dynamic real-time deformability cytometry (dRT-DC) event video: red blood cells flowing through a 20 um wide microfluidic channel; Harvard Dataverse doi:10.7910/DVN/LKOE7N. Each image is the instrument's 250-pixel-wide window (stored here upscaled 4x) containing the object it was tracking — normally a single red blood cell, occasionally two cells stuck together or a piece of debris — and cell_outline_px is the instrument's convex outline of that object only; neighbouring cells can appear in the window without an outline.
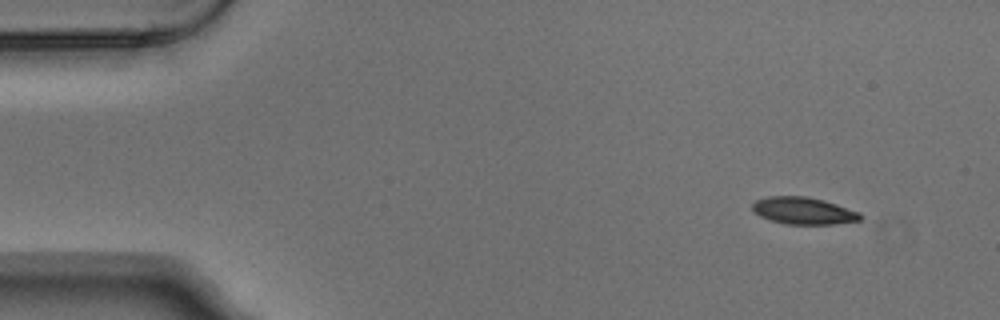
{"species": "Egyptian fruit bat (a non-hibernating species)", "species_latin": "Rousettus aegyptiacus", "temperature_condition": "warm", "stored_images_in_passage": 3, "camera_frame_rate_fps": 3000, "um_per_image_px": 0.085, "animal": {"sex": "male"}, "frame": {"image": 1, "passage_image": 1, "time_ms": 0.0, "image_size_px": [1000, 320], "cell_outline_px": [[864, 216], [860, 220], [832, 224], [784, 224], [760, 216], [752, 208], [752, 204], [756, 200], [768, 196], [808, 196], [824, 200], [860, 212]], "centroid_in_image_um": [68.31, 17.91], "position_along_channel_um": 16.7, "area_um2": 16.99}}